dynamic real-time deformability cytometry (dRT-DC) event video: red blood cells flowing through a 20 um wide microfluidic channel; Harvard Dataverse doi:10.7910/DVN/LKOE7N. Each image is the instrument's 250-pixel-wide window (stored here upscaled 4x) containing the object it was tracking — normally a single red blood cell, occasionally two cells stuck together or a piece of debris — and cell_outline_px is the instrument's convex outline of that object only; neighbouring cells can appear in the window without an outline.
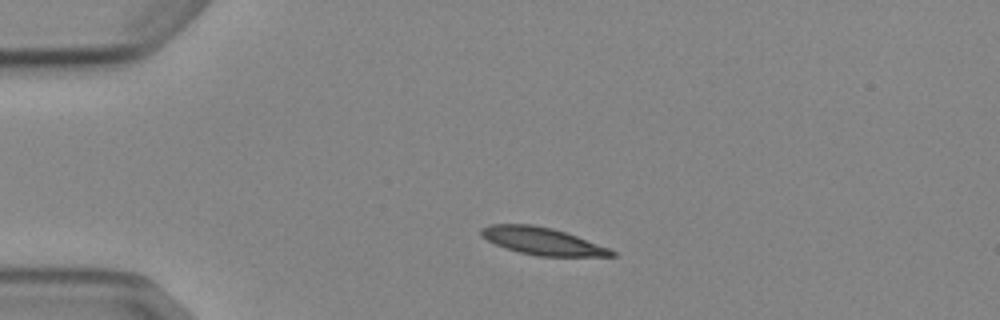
{"species": "Egyptian fruit bat (a non-hibernating species)", "species_latin": "Rousettus aegyptiacus", "temperature_condition": "cold", "stored_images_in_passage": 2, "camera_frame_rate_fps": 3000, "um_per_image_px": 0.085, "animal": {"sex": "female"}, "frame": {"image": 1, "passage_image": 1, "time_ms": 0.0, "image_size_px": [1000, 320], "cell_outline_px": [[616, 256], [540, 256], [520, 252], [504, 248], [480, 236], [480, 228], [492, 224], [532, 224], [552, 228], [576, 236], [608, 248], [616, 252]], "centroid_in_image_um": [46.05, 20.49], "position_along_channel_um": 39.0, "area_um2": 20.52}}